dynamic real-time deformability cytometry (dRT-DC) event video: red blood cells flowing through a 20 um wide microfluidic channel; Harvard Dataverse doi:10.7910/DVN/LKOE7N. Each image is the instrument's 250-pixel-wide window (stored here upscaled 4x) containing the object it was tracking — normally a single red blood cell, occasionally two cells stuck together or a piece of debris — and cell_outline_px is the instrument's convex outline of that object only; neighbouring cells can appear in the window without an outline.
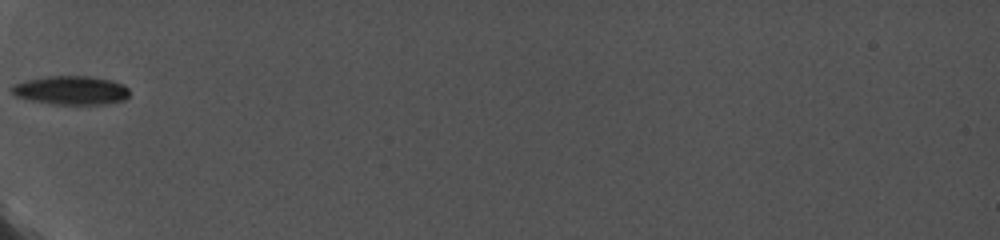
{"species": "common noctule bat (a hibernating species)", "species_latin": "Nyctalus noctula", "temperature_condition": "cold", "stored_images_in_passage": 26, "camera_frame_rate_fps": 5000, "um_per_image_px": 0.085, "animal": {"sex": "female", "body_mass_g": 19.0, "forearm_length_mm": 56.7}, "frame": {"image": 1, "passage_image": 1, "time_ms": 0.0, "image_size_px": [1000, 240], "cell_outline_px": [[128, 96], [124, 100], [104, 104], [56, 104], [32, 100], [16, 96], [12, 92], [12, 84], [24, 80], [48, 76], [88, 76], [112, 80], [124, 84], [128, 88]], "centroid_in_image_um": [6.05, 7.66], "position_along_channel_um": 79.0, "area_um2": 19.65}}
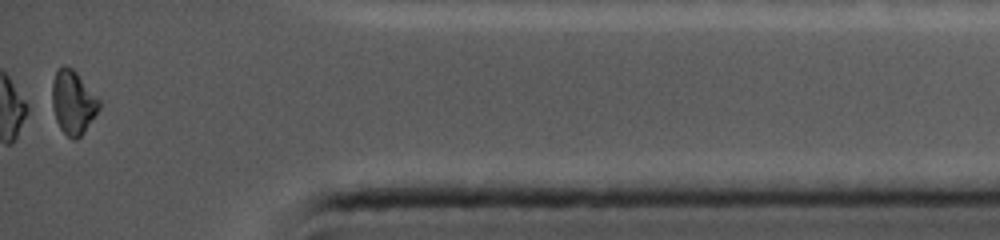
{"frame": {"image": 2, "passage_image": 26, "time_ms": 9.6, "image_size_px": [1000, 240], "cell_outline_px": [[100, 108], [84, 132], [76, 140], [72, 140], [60, 128], [56, 120], [52, 108], [52, 80], [56, 72], [64, 64], [72, 68], [76, 72], [100, 100]], "centroid_in_image_um": [6.2, 8.7], "position_along_channel_um": 429.0, "area_um2": 17.4}, "authors_computed_cell_mechanics": {"area_um2": 18.6116, "velocity_mm_per_s": 3.7913, "shape_relaxation_time_tau1_ms": null, "shape_relaxation_time_tau2_ms": 4.1051, "deformation_change_tau1": null, "deformation_change_tau2": 0.0432}}